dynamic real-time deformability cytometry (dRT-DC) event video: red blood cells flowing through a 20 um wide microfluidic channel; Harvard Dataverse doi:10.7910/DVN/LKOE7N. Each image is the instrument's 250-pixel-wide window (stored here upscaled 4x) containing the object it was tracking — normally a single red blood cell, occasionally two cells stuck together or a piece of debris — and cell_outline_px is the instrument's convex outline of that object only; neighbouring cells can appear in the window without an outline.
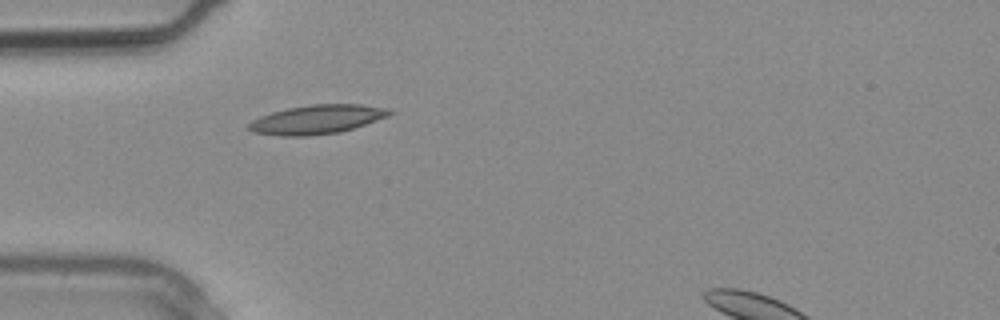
{"species": "common noctule bat (a hibernating species)", "species_latin": "Nyctalus noctula", "temperature_condition": "warm", "stored_images_in_passage": 3, "segment_of_instrument_passage": [1, 2], "camera_frame_rate_fps": 3000, "um_per_image_px": 0.085, "animal": {"sex": "male", "body_mass_g": 20.4}, "frame": {"image": 1, "passage_image": 2, "time_ms": 0.333, "image_size_px": [1000, 320], "cell_outline_px": [[396, 112], [388, 116], [340, 132], [308, 136], [280, 136], [252, 132], [248, 128], [248, 124], [252, 120], [260, 116], [272, 112], [288, 108], [312, 104], [360, 104], [392, 108]], "centroid_in_image_um": [26.97, 10.14], "position_along_channel_um": 58.0, "area_um2": 23.87}}